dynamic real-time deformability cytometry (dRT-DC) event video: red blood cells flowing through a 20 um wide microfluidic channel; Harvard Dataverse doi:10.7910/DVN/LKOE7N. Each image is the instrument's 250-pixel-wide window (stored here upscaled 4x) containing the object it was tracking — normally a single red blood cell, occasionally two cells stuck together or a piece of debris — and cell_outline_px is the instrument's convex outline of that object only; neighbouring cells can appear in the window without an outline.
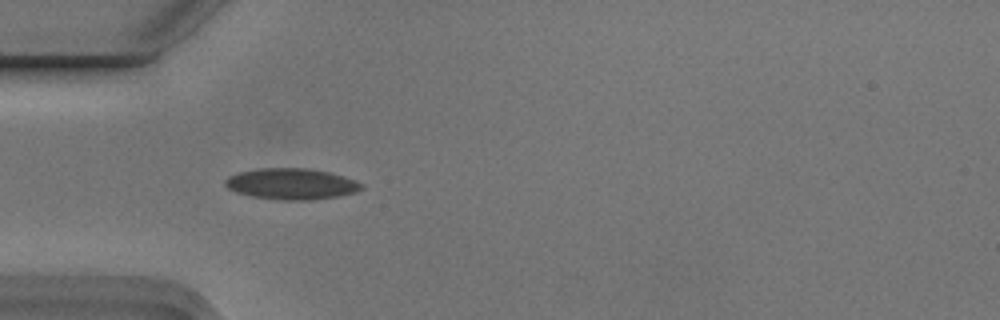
{"species": "Egyptian fruit bat (a non-hibernating species)", "species_latin": "Rousettus aegyptiacus", "temperature_condition": "cold", "stored_images_in_passage": 5, "camera_frame_rate_fps": 3000, "um_per_image_px": 0.085, "animal": {"sex": "male"}, "frame": {"image": 1, "passage_image": 4, "time_ms": 1.0, "image_size_px": [1000, 320], "cell_outline_px": [[364, 188], [356, 192], [340, 196], [312, 200], [280, 200], [252, 196], [236, 192], [228, 188], [224, 184], [224, 180], [228, 176], [240, 172], [260, 168], [308, 168], [328, 172], [344, 176], [356, 180], [364, 184]], "centroid_in_image_um": [24.8, 15.63], "position_along_channel_um": 60.2, "area_um2": 24.85}}